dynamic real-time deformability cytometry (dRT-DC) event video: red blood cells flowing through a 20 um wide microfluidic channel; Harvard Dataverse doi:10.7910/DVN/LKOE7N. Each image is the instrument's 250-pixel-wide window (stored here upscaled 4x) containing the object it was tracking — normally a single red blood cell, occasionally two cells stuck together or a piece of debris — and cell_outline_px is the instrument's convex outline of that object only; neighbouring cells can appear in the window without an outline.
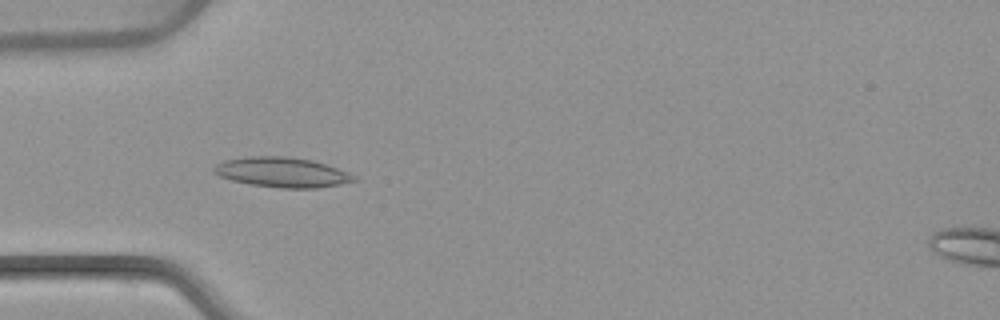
{"species": "common noctule bat (a hibernating species)", "species_latin": "Nyctalus noctula", "temperature_condition": "warm", "stored_images_in_passage": 50, "camera_frame_rate_fps": 3000, "um_per_image_px": 0.085, "animal": {"sex": "female", "body_mass_g": 22.7, "forearm_length_mm": 54.2}, "frame": {"image": 1, "passage_image": 14, "time_ms": 4.333, "image_size_px": [1000, 320], "cell_outline_px": [[360, 180], [340, 184], [316, 188], [280, 188], [252, 184], [232, 180], [220, 176], [212, 172], [212, 168], [216, 164], [224, 160], [248, 156], [288, 156], [312, 160], [348, 172], [356, 176]], "centroid_in_image_um": [23.98, 14.64], "position_along_channel_um": 61.0, "area_um2": 24.45}}
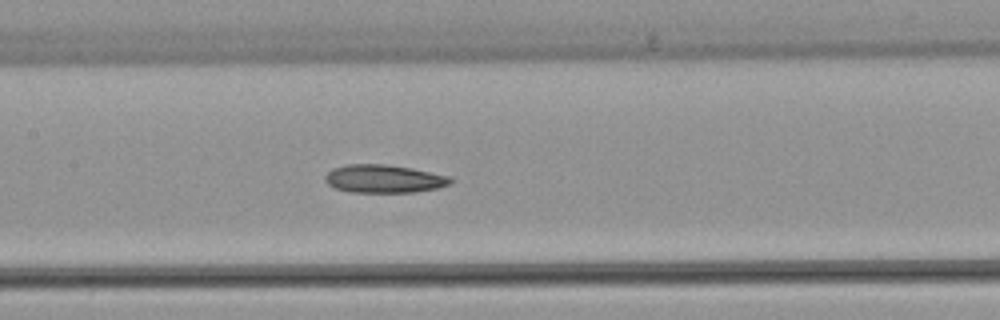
{"frame": {"image": 2, "passage_image": 23, "time_ms": 7.333, "image_size_px": [1000, 320], "cell_outline_px": [[456, 180], [452, 184], [440, 188], [416, 192], [348, 192], [336, 188], [328, 184], [324, 180], [324, 176], [332, 168], [344, 164], [384, 164], [412, 168], [452, 176]], "centroid_in_image_um": [32.69, 15.19], "position_along_channel_um": 174.7, "area_um2": 20.98}}
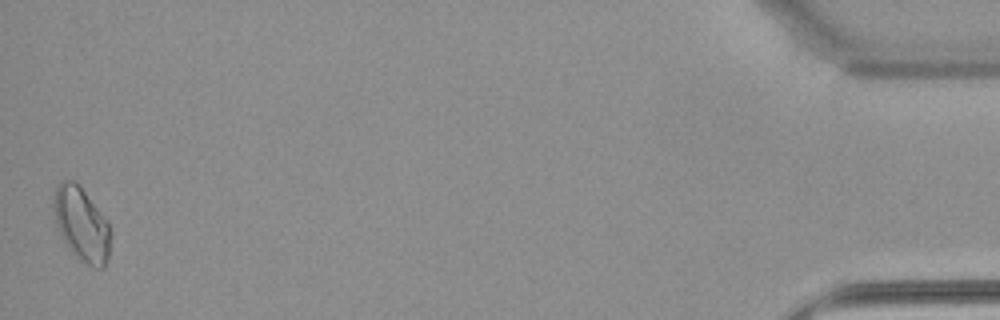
{"frame": {"image": 3, "passage_image": 50, "time_ms": 16.333, "image_size_px": [1000, 320], "cell_outline_px": [[112, 236], [108, 256], [104, 268], [92, 268], [80, 260], [68, 248], [56, 224], [52, 204], [52, 200], [56, 184], [60, 180], [72, 180], [84, 192], [108, 224], [112, 232]], "centroid_in_image_um": [6.91, 19.09], "position_along_channel_um": 428.3, "area_um2": 24.28}, "authors_computed_cell_mechanics": {"area_um2": 20.9236, "velocity_mm_per_s": 3.8619, "shape_relaxation_time_tau1_ms": null, "shape_relaxation_time_tau2_ms": 8.0758, "deformation_change_tau1": null, "deformation_change_tau2": 0.1803}}